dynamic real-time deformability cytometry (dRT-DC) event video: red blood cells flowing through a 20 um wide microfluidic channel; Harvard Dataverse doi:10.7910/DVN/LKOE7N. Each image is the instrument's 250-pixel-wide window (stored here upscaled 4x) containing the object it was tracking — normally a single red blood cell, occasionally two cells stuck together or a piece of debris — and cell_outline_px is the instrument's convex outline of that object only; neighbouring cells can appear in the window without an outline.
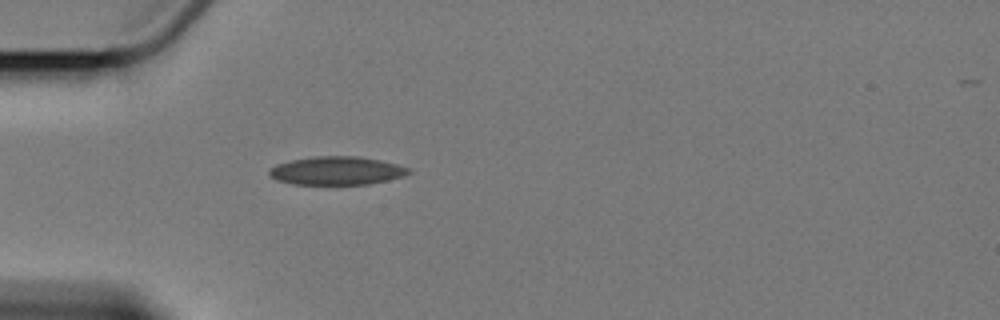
{"species": "Egyptian fruit bat (a non-hibernating species)", "species_latin": "Rousettus aegyptiacus", "temperature_condition": "cold", "stored_images_in_passage": 1, "camera_frame_rate_fps": 3000, "um_per_image_px": 0.085, "animal": {"sex": "female"}, "frame": {"image": 1, "passage_image": 1, "time_ms": 0.0, "image_size_px": [1000, 320], "cell_outline_px": [[412, 172], [404, 176], [368, 184], [292, 184], [276, 180], [268, 172], [272, 168], [280, 164], [292, 160], [316, 156], [360, 156], [380, 160], [396, 164], [408, 168]], "centroid_in_image_um": [28.65, 14.51], "position_along_channel_um": 56.3, "area_um2": 22.72}}